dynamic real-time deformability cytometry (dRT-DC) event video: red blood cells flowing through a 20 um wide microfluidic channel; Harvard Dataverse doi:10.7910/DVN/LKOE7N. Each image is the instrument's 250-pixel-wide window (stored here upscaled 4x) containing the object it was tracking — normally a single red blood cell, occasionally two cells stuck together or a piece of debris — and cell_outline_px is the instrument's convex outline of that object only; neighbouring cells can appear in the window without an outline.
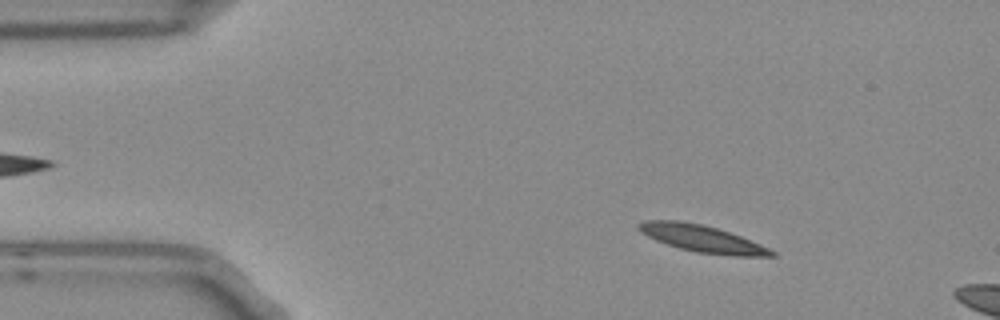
{"species": "Egyptian fruit bat (a non-hibernating species)", "species_latin": "Rousettus aegyptiacus", "temperature_condition": "room temperature", "stored_images_in_passage": 5, "camera_frame_rate_fps": 3000, "um_per_image_px": 0.085, "frame": {"image": 1, "passage_image": 2, "time_ms": 0.333, "image_size_px": [1000, 320], "cell_outline_px": [[776, 256], [732, 256], [696, 252], [680, 248], [656, 240], [640, 232], [636, 228], [636, 224], [644, 220], [680, 220], [700, 224], [716, 228], [740, 236], [760, 244], [776, 252]], "centroid_in_image_um": [59.64, 20.28], "position_along_channel_um": 25.4, "area_um2": 20.75}}